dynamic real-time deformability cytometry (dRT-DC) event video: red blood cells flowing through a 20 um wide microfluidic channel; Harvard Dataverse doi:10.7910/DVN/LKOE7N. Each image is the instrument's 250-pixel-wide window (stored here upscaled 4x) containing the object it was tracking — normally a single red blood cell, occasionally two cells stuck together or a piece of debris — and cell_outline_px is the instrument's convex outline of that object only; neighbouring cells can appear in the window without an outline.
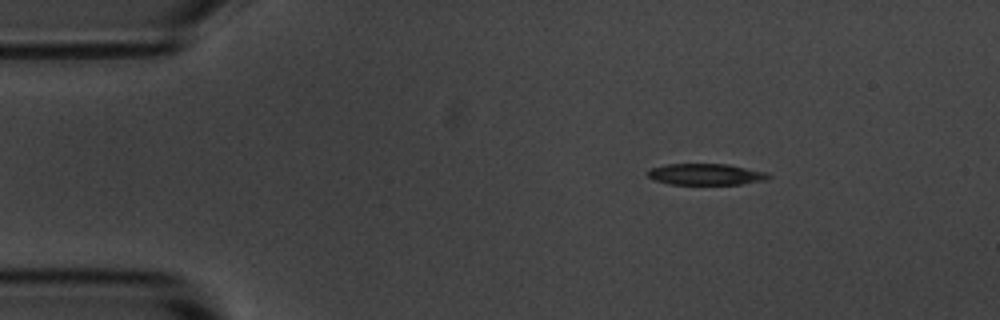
{"species": "common noctule bat (a hibernating species)", "species_latin": "Nyctalus noctula", "temperature_condition": "room temperature", "stored_images_in_passage": 3, "camera_frame_rate_fps": 3000, "um_per_image_px": 0.085, "animal": {"sex": "male", "body_mass_g": 20.1, "forearm_length_mm": 53.5}, "frame": {"image": 1, "passage_image": 1, "time_ms": 0.0, "image_size_px": [1000, 320], "cell_outline_px": [[772, 176], [768, 180], [740, 184], [668, 184], [652, 180], [648, 176], [648, 168], [664, 164], [728, 164], [764, 172]], "centroid_in_image_um": [59.95, 14.82], "position_along_channel_um": 25.1, "area_um2": 15.09}}